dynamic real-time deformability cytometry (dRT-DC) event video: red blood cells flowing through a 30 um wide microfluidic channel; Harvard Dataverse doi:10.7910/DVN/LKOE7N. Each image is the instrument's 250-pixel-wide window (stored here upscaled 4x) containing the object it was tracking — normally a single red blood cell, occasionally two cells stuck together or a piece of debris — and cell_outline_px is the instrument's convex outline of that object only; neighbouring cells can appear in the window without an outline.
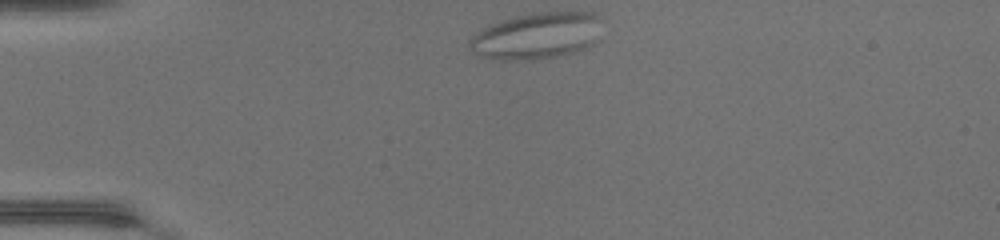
{"species": "common noctule bat (a hibernating species)", "species_latin": "Nyctalus noctula", "temperature_condition": "warm", "stored_images_in_passage": 39, "camera_frame_rate_fps": 3000, "um_per_image_px": 0.085, "animal": {"sex": "female", "body_mass_g": 17.0, "forearm_length_mm": 48.0}, "frame": {"image": 1, "passage_image": 1, "time_ms": 0.0, "image_size_px": [1000, 240], "cell_outline_px": [[596, 16], [592, 44], [584, 48], [572, 52], [556, 56], [524, 60], [492, 60], [480, 56], [468, 44], [472, 36], [484, 28], [492, 24], [516, 16], [532, 12], [596, 12]], "centroid_in_image_um": [45.5, 3.05], "position_along_channel_um": 39.5, "area_um2": 34.68}}
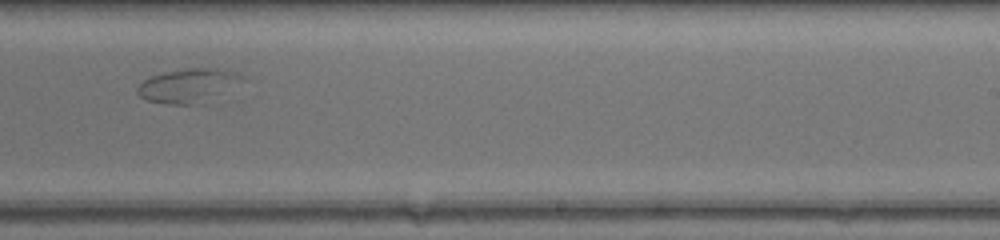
{"frame": {"image": 2, "passage_image": 21, "time_ms": 6.667, "image_size_px": [1000, 240], "cell_outline_px": [[244, 76], [204, 104], [168, 104], [144, 100], [136, 92], [136, 88], [144, 80], [152, 76], [164, 72], [188, 68], [216, 68], [236, 72]], "centroid_in_image_um": [15.89, 7.28], "position_along_channel_um": 273.1, "area_um2": 20.23}}
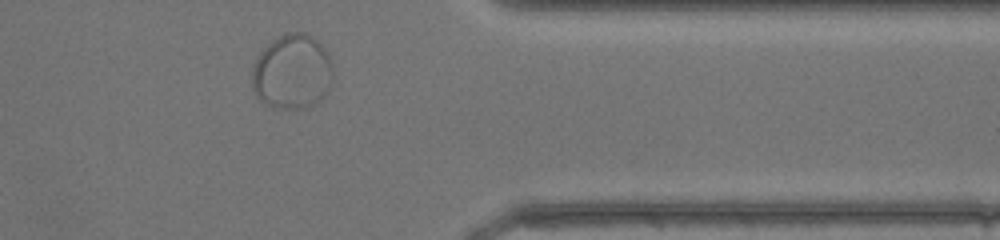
{"frame": {"image": 3, "passage_image": 30, "time_ms": 9.667, "image_size_px": [1000, 240], "cell_outline_px": [[332, 84], [328, 92], [320, 100], [312, 104], [300, 108], [280, 108], [268, 104], [260, 100], [256, 96], [252, 88], [252, 68], [260, 52], [272, 40], [288, 32], [304, 32], [312, 36], [328, 52], [332, 60]], "centroid_in_image_um": [24.85, 6.09], "position_along_channel_um": 386.5, "area_um2": 35.37}}